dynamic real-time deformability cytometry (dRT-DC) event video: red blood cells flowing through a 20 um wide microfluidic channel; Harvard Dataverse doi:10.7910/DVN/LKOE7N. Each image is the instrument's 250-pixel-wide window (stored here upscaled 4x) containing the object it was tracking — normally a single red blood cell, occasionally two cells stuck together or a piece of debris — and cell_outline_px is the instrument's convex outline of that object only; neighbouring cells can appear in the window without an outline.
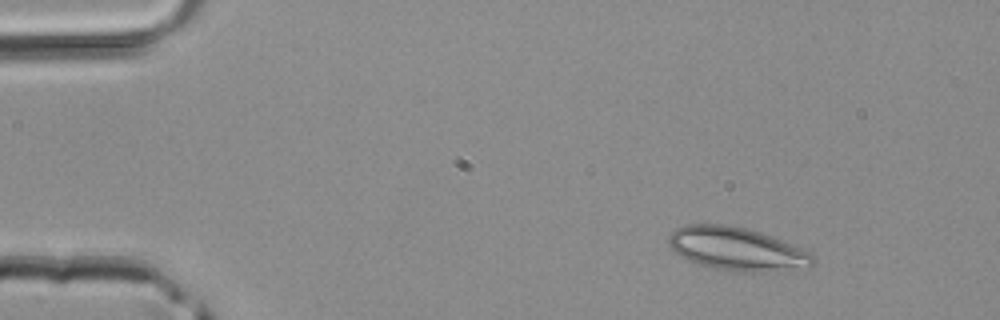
{"species": "common noctule bat (a hibernating species)", "species_latin": "Nyctalus noctula", "temperature_condition": "room temperature", "stored_images_in_passage": 3, "camera_frame_rate_fps": 3000, "um_per_image_px": 0.085, "animal": {"sex": "male", "body_mass_g": 20.4}, "frame": {"image": 1, "passage_image": 1, "time_ms": 0.0, "image_size_px": [1000, 320], "cell_outline_px": [[816, 260], [812, 264], [764, 272], [740, 272], [700, 264], [676, 252], [668, 244], [668, 236], [676, 228], [684, 224], [728, 224], [760, 232], [800, 248], [808, 252]], "centroid_in_image_um": [62.56, 21.12], "position_along_channel_um": 22.4, "area_um2": 35.2}}